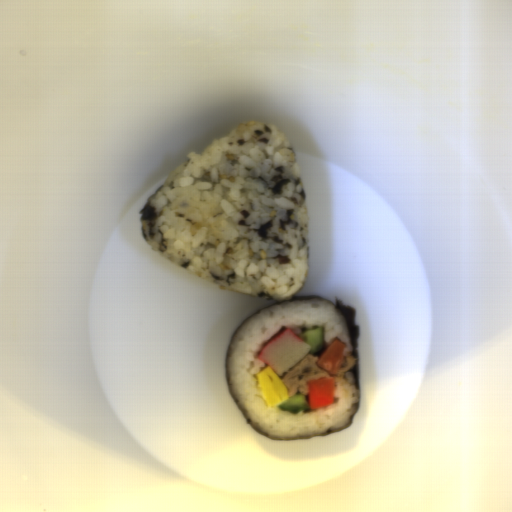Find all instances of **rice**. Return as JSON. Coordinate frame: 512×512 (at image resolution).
Masks as SVG:
<instances>
[{
    "mask_svg": "<svg viewBox=\"0 0 512 512\" xmlns=\"http://www.w3.org/2000/svg\"><path fill=\"white\" fill-rule=\"evenodd\" d=\"M150 245L199 277L275 303L304 288L311 258L295 149L266 119L236 122L189 153L140 209Z\"/></svg>",
    "mask_w": 512,
    "mask_h": 512,
    "instance_id": "rice-1",
    "label": "rice"
},
{
    "mask_svg": "<svg viewBox=\"0 0 512 512\" xmlns=\"http://www.w3.org/2000/svg\"><path fill=\"white\" fill-rule=\"evenodd\" d=\"M323 327V347L326 351L335 339L345 345L343 364L353 357V347L347 321L328 300L288 301L272 305L249 317L236 331L228 354L229 384L233 393L259 429L274 438H297L330 431L350 425L359 403L360 394L351 371L329 374L334 378L332 404L292 414L281 411L278 404L268 406L258 387L256 375L268 367L258 359L261 350L285 329L294 331L303 341L307 330Z\"/></svg>",
    "mask_w": 512,
    "mask_h": 512,
    "instance_id": "rice-2",
    "label": "rice"
}]
</instances>
